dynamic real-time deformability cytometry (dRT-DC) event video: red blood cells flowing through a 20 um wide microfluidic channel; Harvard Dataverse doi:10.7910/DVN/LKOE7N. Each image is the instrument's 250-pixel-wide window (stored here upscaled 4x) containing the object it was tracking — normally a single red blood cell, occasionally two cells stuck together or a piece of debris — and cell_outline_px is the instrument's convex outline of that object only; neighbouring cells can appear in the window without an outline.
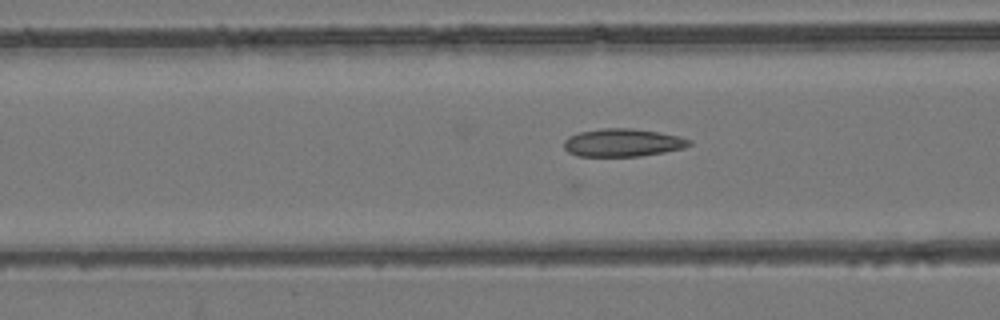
{"species": "common noctule bat (a hibernating species)", "species_latin": "Nyctalus noctula", "temperature_condition": "room temperature", "stored_images_in_passage": 9, "camera_frame_rate_fps": 3000, "um_per_image_px": 0.085, "animal": {"sex": "female", "body_mass_g": 24.6, "forearm_length_mm": 56.2}, "frame": {"image": 1, "passage_image": 6, "time_ms": 1.667, "image_size_px": [1000, 320], "cell_outline_px": [[692, 144], [684, 148], [664, 152], [640, 156], [576, 156], [568, 152], [564, 148], [564, 140], [568, 136], [580, 132], [600, 128], [632, 128], [680, 136], [692, 140]], "centroid_in_image_um": [52.92, 12.12], "position_along_channel_um": 113.7, "area_um2": 20.46}}